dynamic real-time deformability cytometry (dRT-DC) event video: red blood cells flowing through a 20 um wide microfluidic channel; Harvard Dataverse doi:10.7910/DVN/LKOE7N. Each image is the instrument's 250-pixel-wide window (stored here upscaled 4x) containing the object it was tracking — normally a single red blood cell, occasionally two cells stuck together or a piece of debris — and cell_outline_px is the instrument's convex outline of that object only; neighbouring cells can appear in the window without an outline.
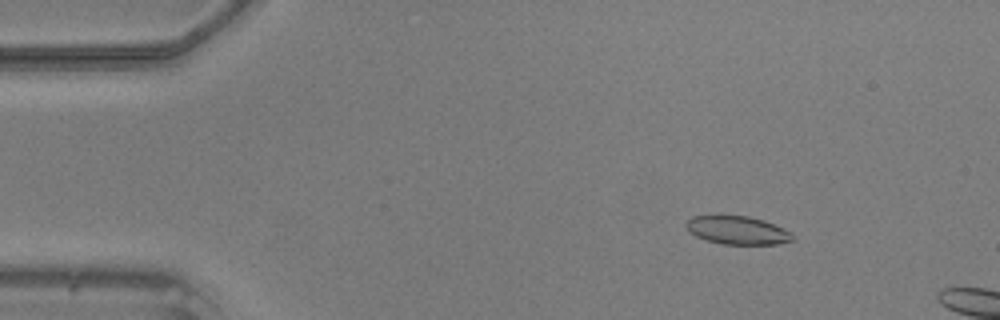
{"species": "common noctule bat (a hibernating species)", "species_latin": "Nyctalus noctula", "temperature_condition": "warm", "stored_images_in_passage": 46, "camera_frame_rate_fps": 3000, "um_per_image_px": 0.085, "animal": {"sex": "male", "body_mass_g": 20.5, "forearm_length_mm": 52.5}, "frame": {"image": 1, "passage_image": 7, "time_ms": 2.0, "image_size_px": [1000, 320], "cell_outline_px": [[796, 240], [780, 244], [724, 244], [708, 240], [696, 236], [684, 224], [692, 216], [748, 216], [764, 220], [792, 232]], "centroid_in_image_um": [62.76, 19.58], "position_along_channel_um": 22.2, "area_um2": 17.4}}
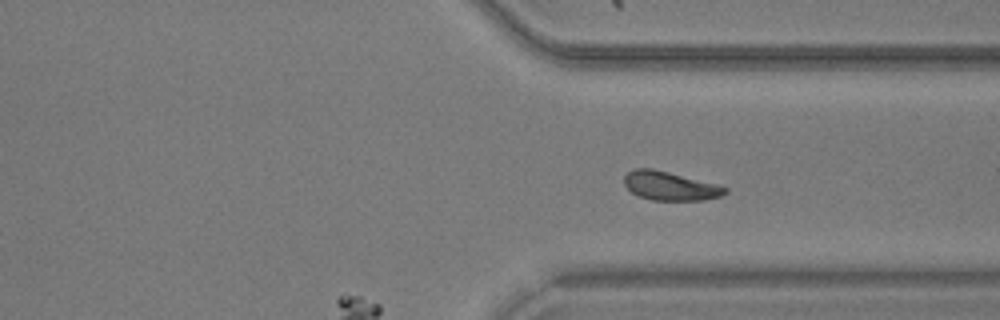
{"frame": {"image": 2, "passage_image": 46, "time_ms": 15.0, "image_size_px": [1000, 320], "cell_outline_px": [[728, 192], [720, 196], [704, 200], [652, 200], [640, 196], [632, 192], [624, 184], [624, 176], [628, 172], [636, 168], [652, 168], [716, 184], [728, 188]], "centroid_in_image_um": [56.95, 15.81], "position_along_channel_um": 354.4, "area_um2": 16.7}}